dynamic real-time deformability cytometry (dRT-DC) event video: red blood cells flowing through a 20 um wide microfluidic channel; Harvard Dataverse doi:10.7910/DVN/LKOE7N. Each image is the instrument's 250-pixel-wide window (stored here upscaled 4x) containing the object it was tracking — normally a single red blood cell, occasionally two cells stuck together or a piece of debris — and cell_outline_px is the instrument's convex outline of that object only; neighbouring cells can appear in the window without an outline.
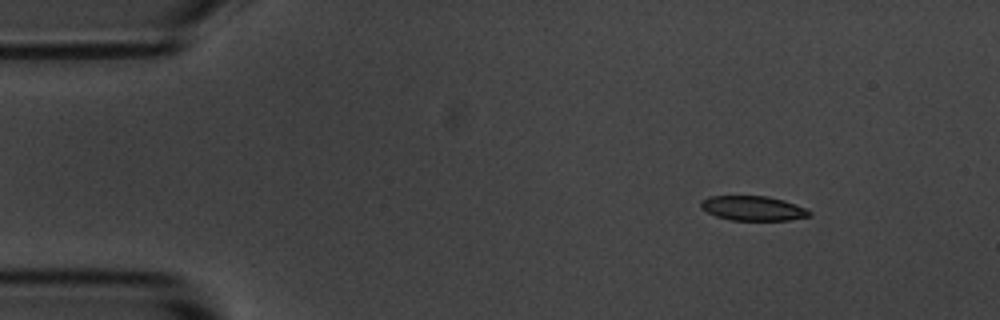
{"species": "common noctule bat (a hibernating species)", "species_latin": "Nyctalus noctula", "temperature_condition": "room temperature", "stored_images_in_passage": 6, "camera_frame_rate_fps": 3000, "um_per_image_px": 0.085, "animal": {"sex": "male", "body_mass_g": 20.1, "forearm_length_mm": 53.5}, "frame": {"image": 1, "passage_image": 2, "time_ms": 1.333, "image_size_px": [1000, 320], "cell_outline_px": [[812, 212], [808, 216], [788, 220], [732, 220], [716, 216], [700, 208], [700, 200], [708, 196], [768, 196], [784, 200], [808, 208]], "centroid_in_image_um": [64.0, 17.69], "position_along_channel_um": 21.0, "area_um2": 15.66}}
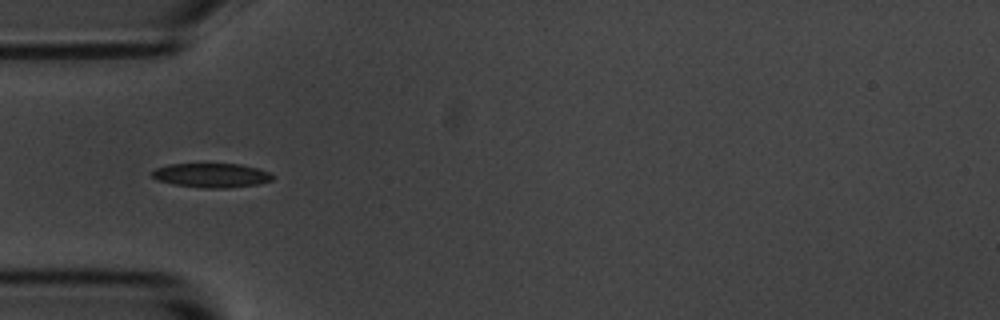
{"frame": {"image": 2, "passage_image": 5, "time_ms": 4.667, "image_size_px": [1000, 320], "cell_outline_px": [[276, 176], [272, 180], [256, 184], [228, 188], [204, 188], [172, 184], [156, 180], [152, 176], [152, 172], [156, 168], [168, 164], [240, 164], [256, 168], [268, 172]], "centroid_in_image_um": [17.96, 14.9], "position_along_channel_um": 67.0, "area_um2": 16.99}}